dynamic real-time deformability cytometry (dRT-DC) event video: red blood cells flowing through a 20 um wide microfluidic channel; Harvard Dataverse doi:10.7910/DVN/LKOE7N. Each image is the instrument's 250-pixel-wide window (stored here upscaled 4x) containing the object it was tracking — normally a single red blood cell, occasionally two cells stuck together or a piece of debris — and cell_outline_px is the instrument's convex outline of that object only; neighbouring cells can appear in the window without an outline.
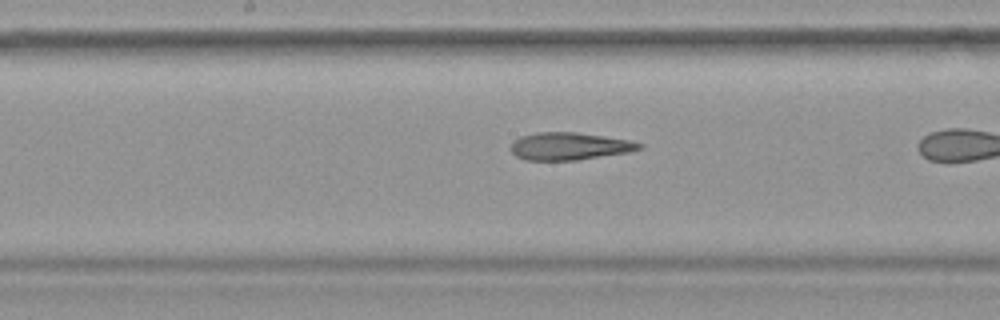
{"species": "common noctule bat (a hibernating species)", "species_latin": "Nyctalus noctula", "temperature_condition": "warm", "stored_images_in_passage": 8, "camera_frame_rate_fps": 3000, "um_per_image_px": 0.085, "animal": {"sex": "female", "body_mass_g": 19.9}, "frame": {"image": 1, "passage_image": 6, "time_ms": 1.667, "image_size_px": [1000, 320], "cell_outline_px": [[644, 148], [628, 152], [576, 160], [524, 160], [516, 156], [508, 148], [520, 136], [536, 132], [576, 132], [604, 136], [628, 140], [644, 144]], "centroid_in_image_um": [48.38, 12.43], "position_along_channel_um": 199.8, "area_um2": 20.58}}